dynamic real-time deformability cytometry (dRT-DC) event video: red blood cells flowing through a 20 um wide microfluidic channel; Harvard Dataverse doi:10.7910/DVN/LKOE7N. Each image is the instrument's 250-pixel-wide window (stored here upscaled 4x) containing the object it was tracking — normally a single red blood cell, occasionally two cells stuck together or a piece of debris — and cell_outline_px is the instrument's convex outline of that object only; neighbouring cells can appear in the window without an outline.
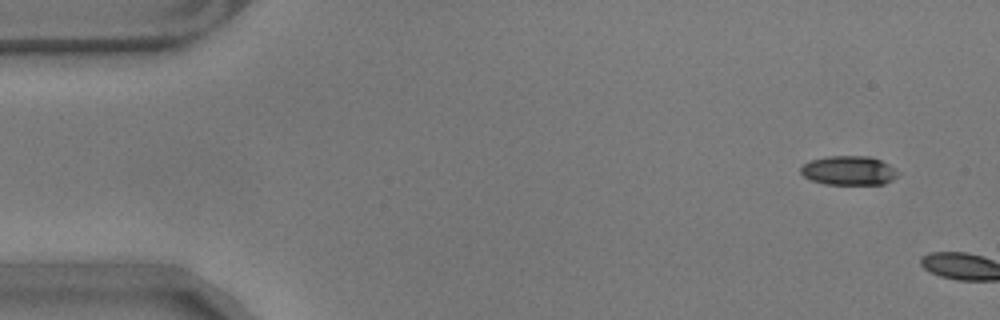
{"species": "common noctule bat (a hibernating species)", "species_latin": "Nyctalus noctula", "temperature_condition": "warm", "stored_images_in_passage": 4, "camera_frame_rate_fps": 3000, "um_per_image_px": 0.085, "animal": {"sex": "male", "body_mass_g": 17.9}, "frame": {"image": 1, "passage_image": 1, "time_ms": 0.0, "image_size_px": [1000, 320], "cell_outline_px": [[896, 176], [892, 180], [884, 184], [824, 184], [812, 180], [804, 176], [800, 172], [800, 168], [808, 160], [828, 156], [872, 156], [888, 164], [896, 172]], "centroid_in_image_um": [72.1, 14.49], "position_along_channel_um": 12.9, "area_um2": 16.42}}